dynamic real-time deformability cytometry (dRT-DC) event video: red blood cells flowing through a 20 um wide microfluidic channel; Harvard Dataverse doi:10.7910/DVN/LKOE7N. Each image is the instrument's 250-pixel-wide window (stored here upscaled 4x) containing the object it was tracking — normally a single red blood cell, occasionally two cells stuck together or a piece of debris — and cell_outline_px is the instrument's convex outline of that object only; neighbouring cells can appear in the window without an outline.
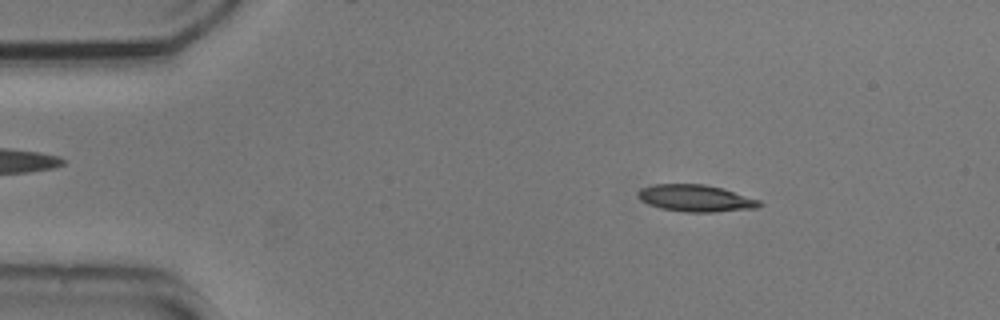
{"species": "common noctule bat (a hibernating species)", "species_latin": "Nyctalus noctula", "temperature_condition": "cold", "stored_images_in_passage": 53, "camera_frame_rate_fps": 3000, "um_per_image_px": 0.085, "animal": {"sex": "male", "body_mass_g": 20.5, "forearm_length_mm": 52.5}, "frame": {"image": 1, "passage_image": 8, "time_ms": 2.333, "image_size_px": [1000, 320], "cell_outline_px": [[764, 204], [760, 208], [712, 212], [684, 212], [660, 208], [648, 204], [640, 200], [636, 196], [636, 192], [640, 188], [652, 184], [704, 184], [720, 188], [760, 200]], "centroid_in_image_um": [59.1, 16.85], "position_along_channel_um": 25.9, "area_um2": 19.19}}
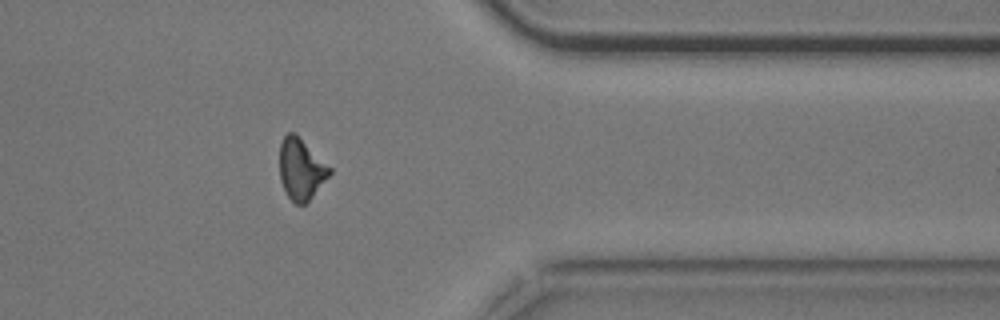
{"frame": {"image": 2, "passage_image": 43, "time_ms": 14.0, "image_size_px": [1000, 320], "cell_outline_px": [[332, 172], [312, 196], [304, 204], [296, 204], [288, 196], [280, 180], [280, 144], [284, 136], [288, 132], [296, 132], [332, 168]], "centroid_in_image_um": [25.59, 14.32], "position_along_channel_um": 385.8, "area_um2": 17.8}}
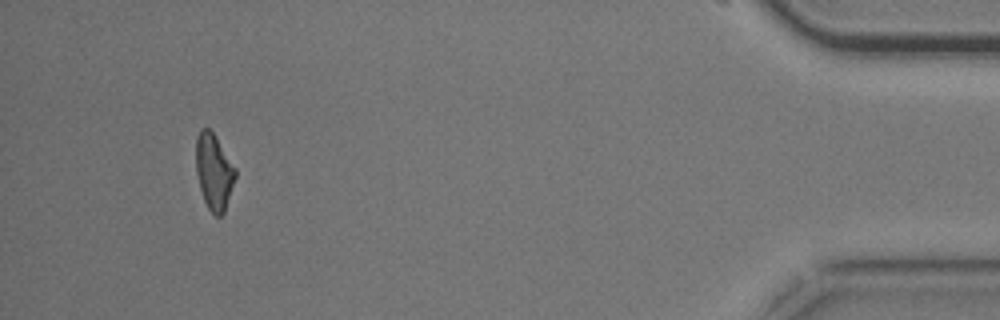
{"frame": {"image": 3, "passage_image": 50, "time_ms": 16.333, "image_size_px": [1000, 320], "cell_outline_px": [[236, 176], [224, 212], [220, 216], [216, 216], [208, 208], [204, 200], [200, 188], [196, 172], [196, 136], [200, 128], [208, 128], [216, 136], [236, 168]], "centroid_in_image_um": [18.18, 14.56], "position_along_channel_um": 417.0, "area_um2": 17.4}, "authors_computed_cell_mechanics": {"area_um2": 18.6116, "velocity_mm_per_s": 3.7381, "shape_relaxation_time_tau1_ms": 6.7384, "shape_relaxation_time_tau2_ms": 9.452, "deformation_change_tau1": 0.1839, "deformation_change_tau2": 0.197}}